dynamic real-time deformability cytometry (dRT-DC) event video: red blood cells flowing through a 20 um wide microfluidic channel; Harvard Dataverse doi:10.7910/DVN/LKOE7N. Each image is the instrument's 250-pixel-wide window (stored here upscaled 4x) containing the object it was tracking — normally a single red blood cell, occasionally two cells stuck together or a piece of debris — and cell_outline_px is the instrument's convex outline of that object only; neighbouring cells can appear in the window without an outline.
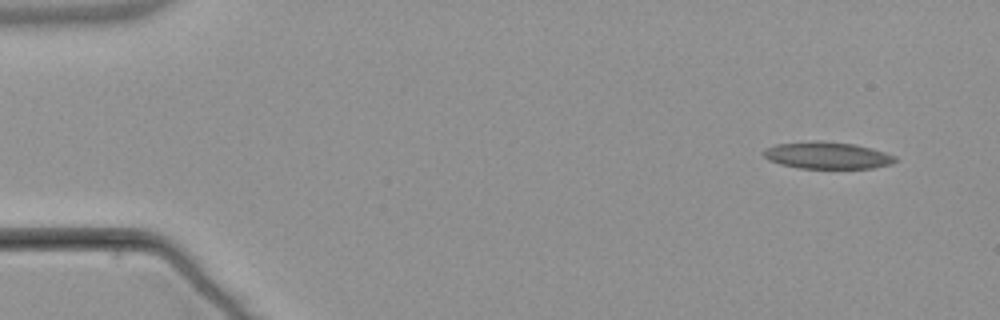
{"species": "common noctule bat (a hibernating species)", "species_latin": "Nyctalus noctula", "temperature_condition": "warm", "stored_images_in_passage": 6, "segment_of_instrument_passage": [2, 2], "camera_frame_rate_fps": 3000, "um_per_image_px": 0.085, "animal": {"sex": "male", "body_mass_g": 21.5, "forearm_length_mm": 52.0}, "frame": {"image": 1, "passage_image": 6, "time_ms": 7.0, "image_size_px": [1000, 320], "cell_outline_px": [[896, 160], [892, 164], [872, 168], [800, 168], [780, 164], [768, 160], [764, 156], [764, 148], [776, 144], [816, 140], [824, 140], [856, 144], [872, 148], [896, 156]], "centroid_in_image_um": [70.31, 13.19], "position_along_channel_um": 14.7, "area_um2": 20.81}}